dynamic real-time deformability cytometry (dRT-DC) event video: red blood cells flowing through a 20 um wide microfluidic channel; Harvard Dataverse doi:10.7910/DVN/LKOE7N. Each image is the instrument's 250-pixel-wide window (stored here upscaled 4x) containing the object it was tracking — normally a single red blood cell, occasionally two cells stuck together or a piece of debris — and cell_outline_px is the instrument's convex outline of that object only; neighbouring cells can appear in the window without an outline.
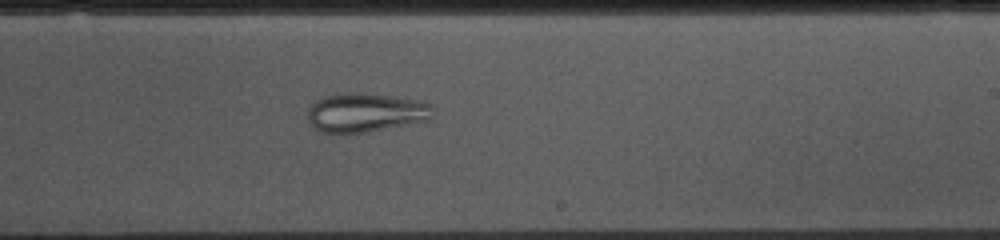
{"species": "common noctule bat (a hibernating species)", "species_latin": "Nyctalus noctula", "temperature_condition": "cold", "stored_images_in_passage": 44, "camera_frame_rate_fps": 3000, "um_per_image_px": 0.085, "animal": {"sex": "female", "body_mass_g": 10.0, "forearm_length_mm": 53.1}, "frame": {"image": 1, "passage_image": 22, "time_ms": 7.0, "image_size_px": [1000, 240], "cell_outline_px": [[436, 108], [432, 120], [368, 132], [324, 132], [316, 128], [308, 120], [308, 108], [316, 100], [324, 96], [348, 92], [356, 92], [420, 100], [432, 104]], "centroid_in_image_um": [31.17, 9.56], "position_along_channel_um": 257.8, "area_um2": 28.61}}
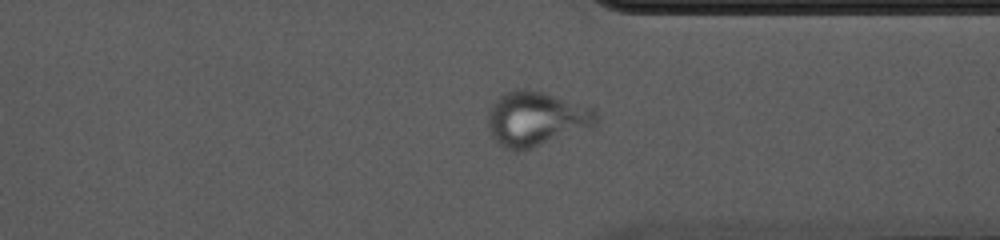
{"frame": {"image": 2, "passage_image": 31, "time_ms": 10.0, "image_size_px": [1000, 240], "cell_outline_px": [[596, 132], [520, 152], [516, 152], [504, 148], [496, 144], [488, 128], [488, 112], [496, 100], [500, 96], [516, 88], [528, 88], [544, 92], [596, 108]], "centroid_in_image_um": [45.7, 10.17], "position_along_channel_um": 365.7, "area_um2": 36.47}}
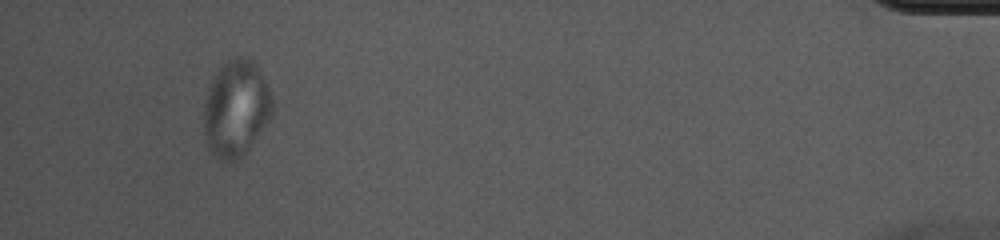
{"frame": {"image": 3, "passage_image": 41, "time_ms": 13.333, "image_size_px": [1000, 240], "cell_outline_px": [[272, 112], [268, 120], [248, 148], [232, 164], [228, 164], [220, 160], [208, 148], [204, 132], [204, 104], [212, 80], [220, 68], [228, 60], [236, 56], [244, 56], [252, 60], [260, 68], [268, 88], [272, 100]], "centroid_in_image_um": [20.05, 9.22], "position_along_channel_um": 415.2, "area_um2": 38.09}}